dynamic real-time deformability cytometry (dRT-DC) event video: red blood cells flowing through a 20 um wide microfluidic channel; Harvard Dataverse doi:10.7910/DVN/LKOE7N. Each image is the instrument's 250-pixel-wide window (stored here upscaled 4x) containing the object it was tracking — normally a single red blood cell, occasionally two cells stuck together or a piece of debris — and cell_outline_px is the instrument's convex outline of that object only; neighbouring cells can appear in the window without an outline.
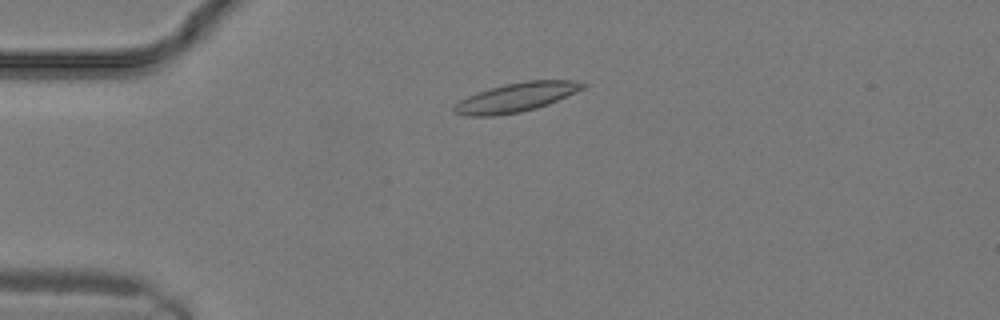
{"species": "common noctule bat (a hibernating species)", "species_latin": "Nyctalus noctula", "temperature_condition": "warm", "stored_images_in_passage": 7, "camera_frame_rate_fps": 3000, "um_per_image_px": 0.085, "animal": {"sex": "male", "body_mass_g": 19.2, "forearm_length_mm": 51.8}, "frame": {"image": 1, "passage_image": 2, "time_ms": 0.333, "image_size_px": [1000, 320], "cell_outline_px": [[588, 84], [584, 88], [576, 92], [548, 104], [536, 108], [520, 112], [496, 116], [468, 116], [452, 112], [452, 108], [460, 100], [476, 92], [504, 84], [528, 80], [580, 80]], "centroid_in_image_um": [43.89, 8.27], "position_along_channel_um": 41.1, "area_um2": 21.91}}
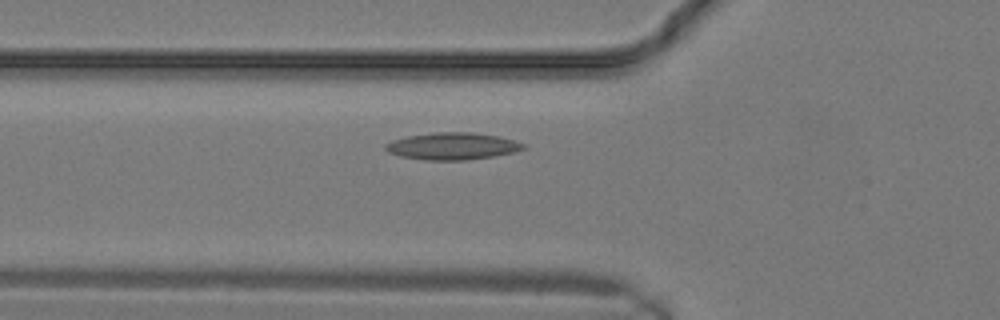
{"frame": {"image": 2, "passage_image": 5, "time_ms": 1.333, "image_size_px": [1000, 320], "cell_outline_px": [[528, 148], [512, 152], [492, 156], [468, 160], [424, 160], [400, 156], [388, 152], [384, 148], [384, 144], [392, 140], [408, 136], [436, 132], [472, 132], [500, 136], [524, 144]], "centroid_in_image_um": [38.43, 12.42], "position_along_channel_um": 87.4, "area_um2": 21.73}}
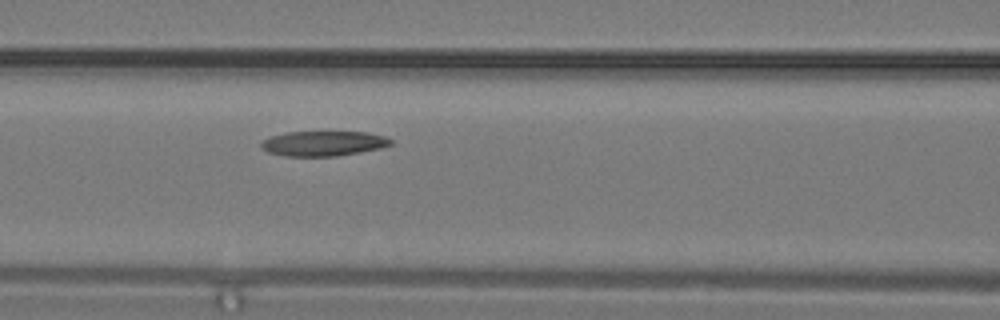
{"frame": {"image": 3, "passage_image": 7, "time_ms": 2.0, "image_size_px": [1000, 320], "cell_outline_px": [[392, 144], [380, 148], [336, 156], [284, 156], [268, 152], [260, 148], [260, 140], [272, 136], [288, 132], [368, 132], [384, 136], [392, 140]], "centroid_in_image_um": [27.44, 12.19], "position_along_channel_um": 139.2, "area_um2": 18.84}}